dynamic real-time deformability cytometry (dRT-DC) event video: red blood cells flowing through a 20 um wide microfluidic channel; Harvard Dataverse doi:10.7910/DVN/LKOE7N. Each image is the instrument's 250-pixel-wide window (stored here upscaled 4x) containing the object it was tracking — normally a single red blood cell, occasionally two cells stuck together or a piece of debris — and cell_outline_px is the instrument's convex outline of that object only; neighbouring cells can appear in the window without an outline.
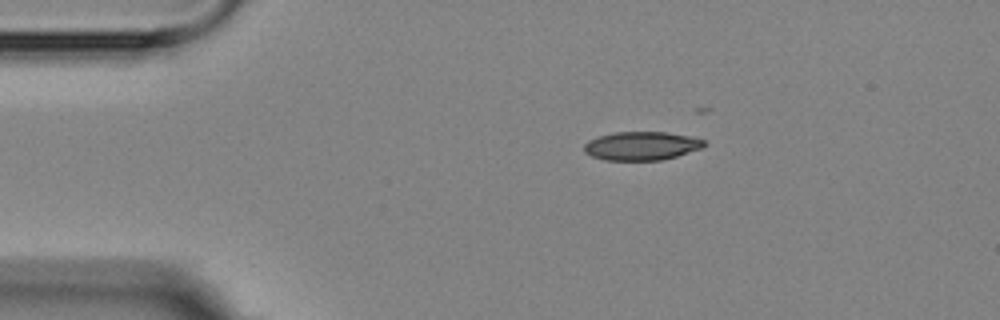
{"species": "Egyptian fruit bat (a non-hibernating species)", "species_latin": "Rousettus aegyptiacus", "temperature_condition": "room temperature", "stored_images_in_passage": 2, "camera_frame_rate_fps": 3000, "um_per_image_px": 0.085, "animal": {"sex": "female"}, "frame": {"image": 1, "passage_image": 1, "time_ms": 0.0, "image_size_px": [1000, 320], "cell_outline_px": [[708, 144], [700, 148], [676, 156], [660, 160], [604, 160], [592, 156], [584, 152], [584, 144], [588, 140], [600, 136], [616, 132], [664, 132], [688, 136], [704, 140]], "centroid_in_image_um": [54.5, 12.4], "position_along_channel_um": 30.5, "area_um2": 19.77}}